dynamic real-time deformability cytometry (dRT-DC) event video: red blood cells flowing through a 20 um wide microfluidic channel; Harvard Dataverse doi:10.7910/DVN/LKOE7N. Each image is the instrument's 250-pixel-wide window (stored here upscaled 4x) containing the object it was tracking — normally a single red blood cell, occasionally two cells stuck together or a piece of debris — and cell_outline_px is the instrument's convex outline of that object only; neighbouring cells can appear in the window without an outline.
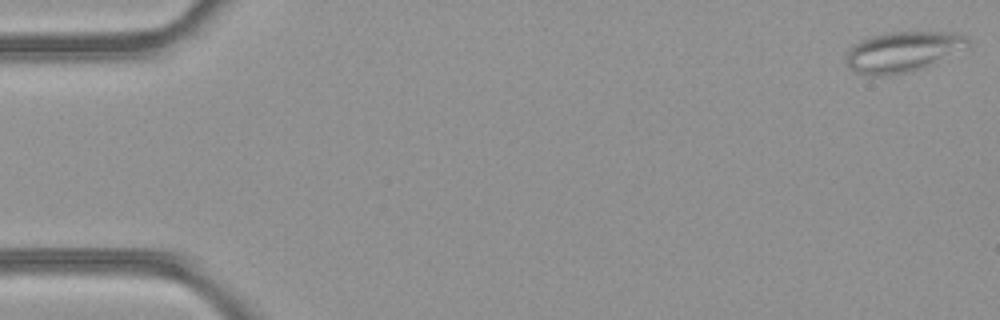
{"species": "common noctule bat (a hibernating species)", "species_latin": "Nyctalus noctula", "temperature_condition": "room temperature", "stored_images_in_passage": 14, "camera_frame_rate_fps": 3000, "um_per_image_px": 0.085, "animal": {"sex": "female", "body_mass_g": 21.9}, "frame": {"image": 1, "passage_image": 1, "time_ms": 0.0, "image_size_px": [1000, 320], "cell_outline_px": [[968, 44], [936, 64], [912, 72], [888, 76], [868, 76], [856, 72], [848, 64], [848, 52], [860, 40], [868, 36], [888, 32], [956, 32], [968, 36]], "centroid_in_image_um": [76.76, 4.41], "position_along_channel_um": 8.2, "area_um2": 28.67}}